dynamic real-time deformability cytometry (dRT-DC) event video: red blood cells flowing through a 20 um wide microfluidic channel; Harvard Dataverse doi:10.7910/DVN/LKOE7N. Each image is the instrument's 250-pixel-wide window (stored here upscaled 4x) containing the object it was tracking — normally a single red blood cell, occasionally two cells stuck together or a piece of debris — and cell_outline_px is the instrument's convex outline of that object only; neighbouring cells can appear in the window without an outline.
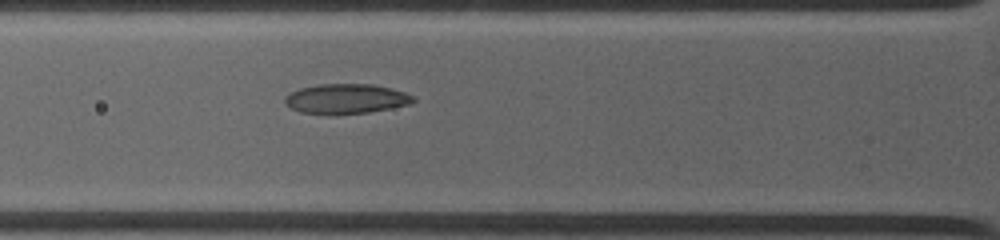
{"species": "common noctule bat (a hibernating species)", "species_latin": "Nyctalus noctula", "temperature_condition": "warm", "stored_images_in_passage": 6, "camera_frame_rate_fps": 4500, "um_per_image_px": 0.085, "animal": {"sex": "female", "body_mass_g": 19.0, "forearm_length_mm": 53.3}, "frame": {"image": 1, "passage_image": 6, "time_ms": 3.333, "image_size_px": [1000, 240], "cell_outline_px": [[416, 100], [412, 104], [368, 112], [300, 112], [284, 104], [284, 96], [300, 88], [320, 84], [372, 84], [392, 88], [404, 92], [412, 96]], "centroid_in_image_um": [29.44, 8.36], "position_along_channel_um": 96.4, "area_um2": 21.68}}